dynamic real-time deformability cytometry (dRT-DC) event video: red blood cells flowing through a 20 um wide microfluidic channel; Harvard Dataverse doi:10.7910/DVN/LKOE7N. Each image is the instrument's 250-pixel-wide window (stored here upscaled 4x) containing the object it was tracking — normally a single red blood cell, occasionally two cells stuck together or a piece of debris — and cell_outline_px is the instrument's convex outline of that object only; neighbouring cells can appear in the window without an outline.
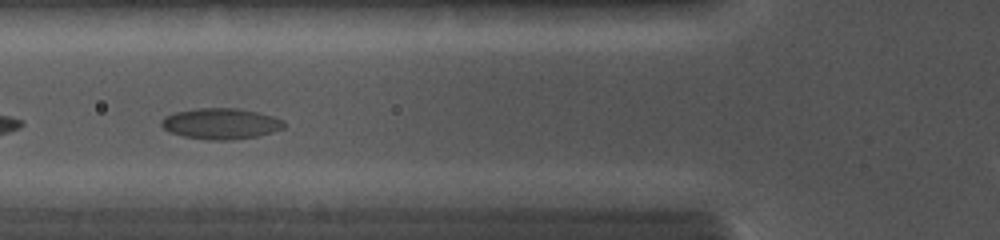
{"species": "common noctule bat (a hibernating species)", "species_latin": "Nyctalus noctula", "temperature_condition": "cold", "stored_images_in_passage": 19, "camera_frame_rate_fps": 5000, "um_per_image_px": 0.085, "animal": {"sex": "female", "body_mass_g": 19.0, "forearm_length_mm": 56.7}, "frame": {"image": 1, "passage_image": 3, "time_ms": 1.4, "image_size_px": [1000, 240], "cell_outline_px": [[284, 128], [272, 132], [256, 136], [224, 140], [212, 140], [184, 136], [172, 132], [164, 128], [160, 124], [160, 120], [164, 116], [176, 112], [196, 108], [236, 108], [256, 112], [272, 116], [284, 120]], "centroid_in_image_um": [18.76, 10.5], "position_along_channel_um": 107.0, "area_um2": 21.79}}
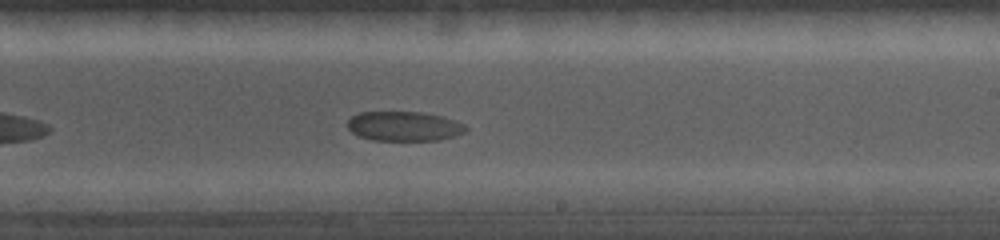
{"frame": {"image": 2, "passage_image": 9, "time_ms": 5.2, "image_size_px": [1000, 240], "cell_outline_px": [[468, 128], [464, 132], [440, 140], [372, 140], [360, 136], [352, 132], [348, 128], [348, 120], [352, 116], [360, 112], [420, 112], [440, 116], [464, 124]], "centroid_in_image_um": [34.32, 10.73], "position_along_channel_um": 254.7, "area_um2": 20.11}}
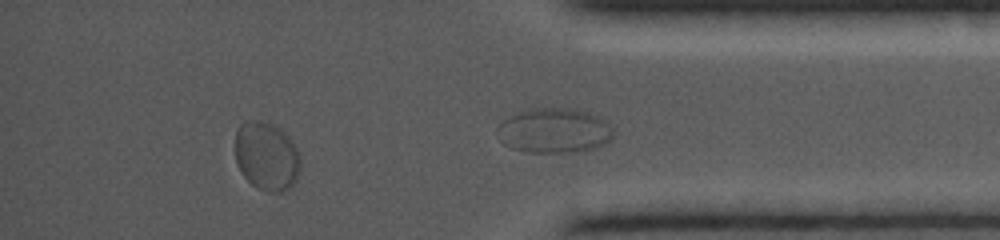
{"frame": {"image": 3, "passage_image": 15, "time_ms": 8.6, "image_size_px": [1000, 240], "cell_outline_px": [[300, 168], [296, 180], [288, 188], [280, 192], [268, 192], [256, 188], [244, 176], [236, 160], [236, 128], [240, 124], [248, 120], [260, 120], [272, 124], [280, 128], [292, 140], [300, 156]], "centroid_in_image_um": [22.67, 13.26], "position_along_channel_um": 412.5, "area_um2": 26.13}}